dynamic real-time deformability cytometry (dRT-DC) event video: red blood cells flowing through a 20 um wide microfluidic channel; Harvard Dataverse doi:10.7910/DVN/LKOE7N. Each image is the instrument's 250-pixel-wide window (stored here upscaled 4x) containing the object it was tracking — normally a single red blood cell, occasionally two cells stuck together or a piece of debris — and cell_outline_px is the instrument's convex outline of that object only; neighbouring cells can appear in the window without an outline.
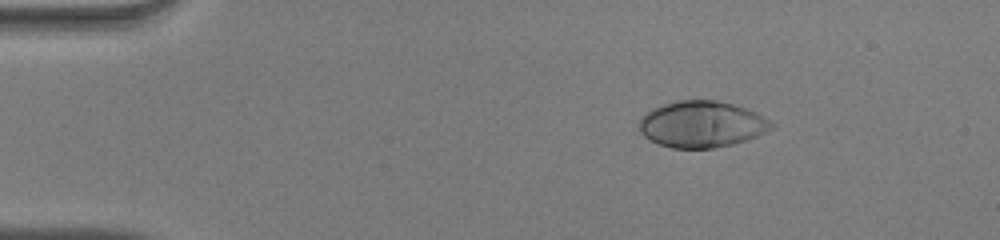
{"species": "human", "species_latin": "Homo sapiens", "temperature_condition": "warm", "stored_images_in_passage": 46, "camera_frame_rate_fps": 3000, "um_per_image_px": 0.085, "donor": {"sex": "male"}, "frame": {"image": 1, "passage_image": 3, "time_ms": 0.667, "image_size_px": [1000, 240], "cell_outline_px": [[776, 124], [768, 132], [732, 144], [712, 148], [672, 148], [648, 140], [640, 132], [640, 116], [652, 108], [676, 100], [716, 100], [732, 104], [756, 112]], "centroid_in_image_um": [59.63, 10.56], "position_along_channel_um": 25.4, "area_um2": 35.78}}
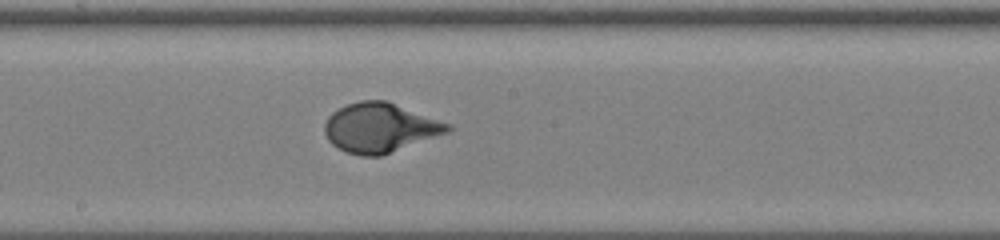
{"frame": {"image": 2, "passage_image": 23, "time_ms": 7.333, "image_size_px": [1000, 240], "cell_outline_px": [[452, 128], [448, 132], [380, 156], [360, 156], [348, 152], [332, 144], [328, 140], [324, 132], [324, 124], [328, 116], [332, 112], [348, 104], [360, 100], [388, 100], [452, 124]], "centroid_in_image_um": [32.31, 10.84], "position_along_channel_um": 215.9, "area_um2": 35.43}}
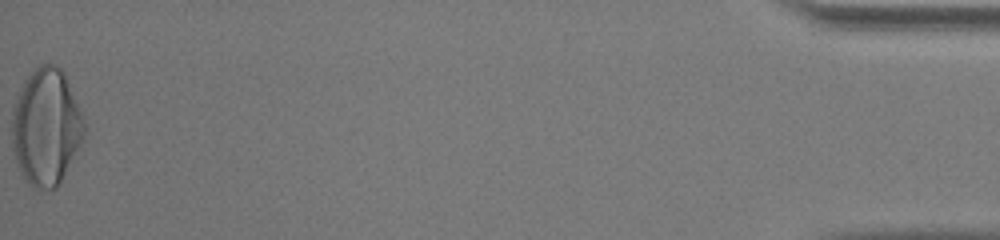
{"frame": {"image": 3, "passage_image": 46, "time_ms": 15.0, "image_size_px": [1000, 240], "cell_outline_px": [[84, 140], [60, 184], [56, 188], [32, 188], [28, 184], [16, 164], [12, 144], [12, 108], [16, 92], [24, 80], [40, 64], [56, 64], [64, 72], [84, 116]], "centroid_in_image_um": [3.92, 10.79], "position_along_channel_um": 431.3, "area_um2": 49.88}}